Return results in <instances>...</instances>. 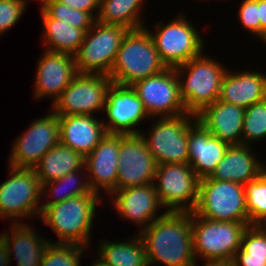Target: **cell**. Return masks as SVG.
<instances>
[{
	"mask_svg": "<svg viewBox=\"0 0 266 266\" xmlns=\"http://www.w3.org/2000/svg\"><path fill=\"white\" fill-rule=\"evenodd\" d=\"M248 226L249 222L214 221L191 212L196 259H233L235 252L240 248L242 234Z\"/></svg>",
	"mask_w": 266,
	"mask_h": 266,
	"instance_id": "52a82bcc",
	"label": "cell"
},
{
	"mask_svg": "<svg viewBox=\"0 0 266 266\" xmlns=\"http://www.w3.org/2000/svg\"><path fill=\"white\" fill-rule=\"evenodd\" d=\"M266 99V74L226 70L221 82L219 101L244 108Z\"/></svg>",
	"mask_w": 266,
	"mask_h": 266,
	"instance_id": "cb8c5ba5",
	"label": "cell"
},
{
	"mask_svg": "<svg viewBox=\"0 0 266 266\" xmlns=\"http://www.w3.org/2000/svg\"><path fill=\"white\" fill-rule=\"evenodd\" d=\"M262 41H263V43L266 44V36L264 37V39Z\"/></svg>",
	"mask_w": 266,
	"mask_h": 266,
	"instance_id": "ee69618b",
	"label": "cell"
},
{
	"mask_svg": "<svg viewBox=\"0 0 266 266\" xmlns=\"http://www.w3.org/2000/svg\"><path fill=\"white\" fill-rule=\"evenodd\" d=\"M110 195L114 197L112 201L114 202L113 206L118 210L117 213L125 220L134 221L136 225H140L139 227L144 224L142 230L166 213L156 216L158 209L163 206L153 183L124 188L112 192Z\"/></svg>",
	"mask_w": 266,
	"mask_h": 266,
	"instance_id": "d6986e66",
	"label": "cell"
},
{
	"mask_svg": "<svg viewBox=\"0 0 266 266\" xmlns=\"http://www.w3.org/2000/svg\"><path fill=\"white\" fill-rule=\"evenodd\" d=\"M45 50L75 55L83 42L85 32L67 24L63 20L51 18L42 8L40 9Z\"/></svg>",
	"mask_w": 266,
	"mask_h": 266,
	"instance_id": "4316f807",
	"label": "cell"
},
{
	"mask_svg": "<svg viewBox=\"0 0 266 266\" xmlns=\"http://www.w3.org/2000/svg\"><path fill=\"white\" fill-rule=\"evenodd\" d=\"M85 158L69 147L58 143L51 148L34 166V171L44 183L64 177L66 174L83 169Z\"/></svg>",
	"mask_w": 266,
	"mask_h": 266,
	"instance_id": "484cf974",
	"label": "cell"
},
{
	"mask_svg": "<svg viewBox=\"0 0 266 266\" xmlns=\"http://www.w3.org/2000/svg\"><path fill=\"white\" fill-rule=\"evenodd\" d=\"M259 20L261 24V39L266 36V0H258Z\"/></svg>",
	"mask_w": 266,
	"mask_h": 266,
	"instance_id": "f35d334b",
	"label": "cell"
},
{
	"mask_svg": "<svg viewBox=\"0 0 266 266\" xmlns=\"http://www.w3.org/2000/svg\"><path fill=\"white\" fill-rule=\"evenodd\" d=\"M149 266H194L191 212H167L138 230Z\"/></svg>",
	"mask_w": 266,
	"mask_h": 266,
	"instance_id": "6da1fadb",
	"label": "cell"
},
{
	"mask_svg": "<svg viewBox=\"0 0 266 266\" xmlns=\"http://www.w3.org/2000/svg\"><path fill=\"white\" fill-rule=\"evenodd\" d=\"M199 181L188 163H170L157 165L153 184L167 212H193L198 202Z\"/></svg>",
	"mask_w": 266,
	"mask_h": 266,
	"instance_id": "8fae6325",
	"label": "cell"
},
{
	"mask_svg": "<svg viewBox=\"0 0 266 266\" xmlns=\"http://www.w3.org/2000/svg\"><path fill=\"white\" fill-rule=\"evenodd\" d=\"M26 0H0V35L12 28L25 12Z\"/></svg>",
	"mask_w": 266,
	"mask_h": 266,
	"instance_id": "d590c367",
	"label": "cell"
},
{
	"mask_svg": "<svg viewBox=\"0 0 266 266\" xmlns=\"http://www.w3.org/2000/svg\"><path fill=\"white\" fill-rule=\"evenodd\" d=\"M103 111H106L109 119L108 123L103 121L107 134H140L141 131L133 127L149 117L132 86L115 83H112L108 89Z\"/></svg>",
	"mask_w": 266,
	"mask_h": 266,
	"instance_id": "2e32d148",
	"label": "cell"
},
{
	"mask_svg": "<svg viewBox=\"0 0 266 266\" xmlns=\"http://www.w3.org/2000/svg\"><path fill=\"white\" fill-rule=\"evenodd\" d=\"M193 212L214 221L249 222L244 185L210 177L201 179Z\"/></svg>",
	"mask_w": 266,
	"mask_h": 266,
	"instance_id": "5b68a950",
	"label": "cell"
},
{
	"mask_svg": "<svg viewBox=\"0 0 266 266\" xmlns=\"http://www.w3.org/2000/svg\"><path fill=\"white\" fill-rule=\"evenodd\" d=\"M244 188L249 225H257L266 217V169Z\"/></svg>",
	"mask_w": 266,
	"mask_h": 266,
	"instance_id": "1f68e13d",
	"label": "cell"
},
{
	"mask_svg": "<svg viewBox=\"0 0 266 266\" xmlns=\"http://www.w3.org/2000/svg\"><path fill=\"white\" fill-rule=\"evenodd\" d=\"M41 8L53 19L63 20L85 33L93 26L96 19L89 13L72 9L57 0H41Z\"/></svg>",
	"mask_w": 266,
	"mask_h": 266,
	"instance_id": "d6a6232c",
	"label": "cell"
},
{
	"mask_svg": "<svg viewBox=\"0 0 266 266\" xmlns=\"http://www.w3.org/2000/svg\"><path fill=\"white\" fill-rule=\"evenodd\" d=\"M51 114L38 118L29 129L12 144L9 165L17 168H34L40 159L60 142L59 116Z\"/></svg>",
	"mask_w": 266,
	"mask_h": 266,
	"instance_id": "5bb4252c",
	"label": "cell"
},
{
	"mask_svg": "<svg viewBox=\"0 0 266 266\" xmlns=\"http://www.w3.org/2000/svg\"><path fill=\"white\" fill-rule=\"evenodd\" d=\"M166 68L145 26L124 35L109 77L115 84L131 86Z\"/></svg>",
	"mask_w": 266,
	"mask_h": 266,
	"instance_id": "3957f363",
	"label": "cell"
},
{
	"mask_svg": "<svg viewBox=\"0 0 266 266\" xmlns=\"http://www.w3.org/2000/svg\"><path fill=\"white\" fill-rule=\"evenodd\" d=\"M266 138V99L245 108L242 144Z\"/></svg>",
	"mask_w": 266,
	"mask_h": 266,
	"instance_id": "836d02e7",
	"label": "cell"
},
{
	"mask_svg": "<svg viewBox=\"0 0 266 266\" xmlns=\"http://www.w3.org/2000/svg\"><path fill=\"white\" fill-rule=\"evenodd\" d=\"M107 134L101 119L95 115L59 116L60 143L80 153L89 155Z\"/></svg>",
	"mask_w": 266,
	"mask_h": 266,
	"instance_id": "44dd1931",
	"label": "cell"
},
{
	"mask_svg": "<svg viewBox=\"0 0 266 266\" xmlns=\"http://www.w3.org/2000/svg\"><path fill=\"white\" fill-rule=\"evenodd\" d=\"M135 237L125 242L102 241L99 260L106 266H149L143 240L139 234Z\"/></svg>",
	"mask_w": 266,
	"mask_h": 266,
	"instance_id": "83f0119b",
	"label": "cell"
},
{
	"mask_svg": "<svg viewBox=\"0 0 266 266\" xmlns=\"http://www.w3.org/2000/svg\"><path fill=\"white\" fill-rule=\"evenodd\" d=\"M58 2L71 7L75 10L89 12L95 19L97 18L100 10L101 0H57ZM96 11V15L94 12Z\"/></svg>",
	"mask_w": 266,
	"mask_h": 266,
	"instance_id": "74e56055",
	"label": "cell"
},
{
	"mask_svg": "<svg viewBox=\"0 0 266 266\" xmlns=\"http://www.w3.org/2000/svg\"><path fill=\"white\" fill-rule=\"evenodd\" d=\"M11 168V169H10ZM10 178L0 184V218L21 223L17 217L40 216L42 184L33 168L9 167Z\"/></svg>",
	"mask_w": 266,
	"mask_h": 266,
	"instance_id": "30bf717a",
	"label": "cell"
},
{
	"mask_svg": "<svg viewBox=\"0 0 266 266\" xmlns=\"http://www.w3.org/2000/svg\"><path fill=\"white\" fill-rule=\"evenodd\" d=\"M10 260L7 244L0 236V266H9Z\"/></svg>",
	"mask_w": 266,
	"mask_h": 266,
	"instance_id": "ab89813d",
	"label": "cell"
},
{
	"mask_svg": "<svg viewBox=\"0 0 266 266\" xmlns=\"http://www.w3.org/2000/svg\"><path fill=\"white\" fill-rule=\"evenodd\" d=\"M245 108L219 100L196 115L210 133L229 145L242 144Z\"/></svg>",
	"mask_w": 266,
	"mask_h": 266,
	"instance_id": "7402d4cb",
	"label": "cell"
},
{
	"mask_svg": "<svg viewBox=\"0 0 266 266\" xmlns=\"http://www.w3.org/2000/svg\"><path fill=\"white\" fill-rule=\"evenodd\" d=\"M149 115L153 117H176L187 113L180 98L179 80L175 68L167 67L162 72L131 85Z\"/></svg>",
	"mask_w": 266,
	"mask_h": 266,
	"instance_id": "4fadbf2b",
	"label": "cell"
},
{
	"mask_svg": "<svg viewBox=\"0 0 266 266\" xmlns=\"http://www.w3.org/2000/svg\"><path fill=\"white\" fill-rule=\"evenodd\" d=\"M119 148L120 135L106 134L93 151L85 157L84 166L89 172L85 176L88 177L90 187L94 192L99 194V191L103 189L106 194H111L116 191Z\"/></svg>",
	"mask_w": 266,
	"mask_h": 266,
	"instance_id": "ac0fdd59",
	"label": "cell"
},
{
	"mask_svg": "<svg viewBox=\"0 0 266 266\" xmlns=\"http://www.w3.org/2000/svg\"><path fill=\"white\" fill-rule=\"evenodd\" d=\"M157 164L140 134L120 135L116 191L154 183Z\"/></svg>",
	"mask_w": 266,
	"mask_h": 266,
	"instance_id": "9a60e30c",
	"label": "cell"
},
{
	"mask_svg": "<svg viewBox=\"0 0 266 266\" xmlns=\"http://www.w3.org/2000/svg\"><path fill=\"white\" fill-rule=\"evenodd\" d=\"M143 2L144 0H101L96 20L103 24L124 26L129 30L145 27L140 17Z\"/></svg>",
	"mask_w": 266,
	"mask_h": 266,
	"instance_id": "f1b7e54d",
	"label": "cell"
},
{
	"mask_svg": "<svg viewBox=\"0 0 266 266\" xmlns=\"http://www.w3.org/2000/svg\"><path fill=\"white\" fill-rule=\"evenodd\" d=\"M266 233V217L257 224Z\"/></svg>",
	"mask_w": 266,
	"mask_h": 266,
	"instance_id": "b9f144b4",
	"label": "cell"
},
{
	"mask_svg": "<svg viewBox=\"0 0 266 266\" xmlns=\"http://www.w3.org/2000/svg\"><path fill=\"white\" fill-rule=\"evenodd\" d=\"M246 144L229 145L223 159L216 165L211 179L232 181L242 185L255 180L265 169Z\"/></svg>",
	"mask_w": 266,
	"mask_h": 266,
	"instance_id": "603a6c76",
	"label": "cell"
},
{
	"mask_svg": "<svg viewBox=\"0 0 266 266\" xmlns=\"http://www.w3.org/2000/svg\"><path fill=\"white\" fill-rule=\"evenodd\" d=\"M80 170H83V171L80 172ZM84 171L87 172L85 166L83 167V169H78L77 171L70 172L62 178L44 183L42 185V194L47 193L49 196H46V198L50 197V200H48L47 202H44L45 204L43 203L42 205H53V204H57L65 200H68L70 198L81 196L83 194H91L93 190L90 187L88 178L77 177V176H81L79 173H82L83 175ZM70 184L71 186H69Z\"/></svg>",
	"mask_w": 266,
	"mask_h": 266,
	"instance_id": "4dcf8cb0",
	"label": "cell"
},
{
	"mask_svg": "<svg viewBox=\"0 0 266 266\" xmlns=\"http://www.w3.org/2000/svg\"><path fill=\"white\" fill-rule=\"evenodd\" d=\"M128 30L124 26L103 24L96 20L85 33L83 42L74 55L77 73L109 76Z\"/></svg>",
	"mask_w": 266,
	"mask_h": 266,
	"instance_id": "8992f818",
	"label": "cell"
},
{
	"mask_svg": "<svg viewBox=\"0 0 266 266\" xmlns=\"http://www.w3.org/2000/svg\"><path fill=\"white\" fill-rule=\"evenodd\" d=\"M181 15L166 25L158 22L154 34L146 28L160 59L170 68L180 66L203 53L204 42L198 30L188 22L187 17Z\"/></svg>",
	"mask_w": 266,
	"mask_h": 266,
	"instance_id": "ba28073f",
	"label": "cell"
},
{
	"mask_svg": "<svg viewBox=\"0 0 266 266\" xmlns=\"http://www.w3.org/2000/svg\"><path fill=\"white\" fill-rule=\"evenodd\" d=\"M112 83L104 74L77 73L51 109L58 116L94 115L104 109Z\"/></svg>",
	"mask_w": 266,
	"mask_h": 266,
	"instance_id": "7c38bea8",
	"label": "cell"
},
{
	"mask_svg": "<svg viewBox=\"0 0 266 266\" xmlns=\"http://www.w3.org/2000/svg\"><path fill=\"white\" fill-rule=\"evenodd\" d=\"M11 227L12 234L3 232L0 235L7 244L10 259L14 254L17 266H41L46 248L52 242L38 236L28 223H12Z\"/></svg>",
	"mask_w": 266,
	"mask_h": 266,
	"instance_id": "d4e9b609",
	"label": "cell"
},
{
	"mask_svg": "<svg viewBox=\"0 0 266 266\" xmlns=\"http://www.w3.org/2000/svg\"><path fill=\"white\" fill-rule=\"evenodd\" d=\"M233 260L235 266H266V233L258 225L245 229Z\"/></svg>",
	"mask_w": 266,
	"mask_h": 266,
	"instance_id": "f546056e",
	"label": "cell"
},
{
	"mask_svg": "<svg viewBox=\"0 0 266 266\" xmlns=\"http://www.w3.org/2000/svg\"><path fill=\"white\" fill-rule=\"evenodd\" d=\"M238 15L241 25L261 40L258 0H243Z\"/></svg>",
	"mask_w": 266,
	"mask_h": 266,
	"instance_id": "8d00e7d4",
	"label": "cell"
},
{
	"mask_svg": "<svg viewBox=\"0 0 266 266\" xmlns=\"http://www.w3.org/2000/svg\"><path fill=\"white\" fill-rule=\"evenodd\" d=\"M89 266H106V265L97 258L96 261Z\"/></svg>",
	"mask_w": 266,
	"mask_h": 266,
	"instance_id": "7bdbcfd3",
	"label": "cell"
},
{
	"mask_svg": "<svg viewBox=\"0 0 266 266\" xmlns=\"http://www.w3.org/2000/svg\"><path fill=\"white\" fill-rule=\"evenodd\" d=\"M100 194L92 192L53 205H40V220L53 229L60 239L56 244L90 247L89 239ZM102 201V202H101Z\"/></svg>",
	"mask_w": 266,
	"mask_h": 266,
	"instance_id": "7a4b0ae2",
	"label": "cell"
},
{
	"mask_svg": "<svg viewBox=\"0 0 266 266\" xmlns=\"http://www.w3.org/2000/svg\"><path fill=\"white\" fill-rule=\"evenodd\" d=\"M205 56L202 53L175 67L180 98L187 113L195 116L219 99L222 78L227 70L218 61Z\"/></svg>",
	"mask_w": 266,
	"mask_h": 266,
	"instance_id": "277c9868",
	"label": "cell"
},
{
	"mask_svg": "<svg viewBox=\"0 0 266 266\" xmlns=\"http://www.w3.org/2000/svg\"><path fill=\"white\" fill-rule=\"evenodd\" d=\"M84 249L81 245L50 243L41 266H80Z\"/></svg>",
	"mask_w": 266,
	"mask_h": 266,
	"instance_id": "e575fe53",
	"label": "cell"
},
{
	"mask_svg": "<svg viewBox=\"0 0 266 266\" xmlns=\"http://www.w3.org/2000/svg\"><path fill=\"white\" fill-rule=\"evenodd\" d=\"M206 264L203 266H235V262L232 258L228 259H208L205 260ZM194 266H197V261Z\"/></svg>",
	"mask_w": 266,
	"mask_h": 266,
	"instance_id": "60d3db41",
	"label": "cell"
},
{
	"mask_svg": "<svg viewBox=\"0 0 266 266\" xmlns=\"http://www.w3.org/2000/svg\"><path fill=\"white\" fill-rule=\"evenodd\" d=\"M195 119L196 116L191 113L176 117H159L148 131L149 136L140 132L157 165L189 163L188 131Z\"/></svg>",
	"mask_w": 266,
	"mask_h": 266,
	"instance_id": "9c48e42d",
	"label": "cell"
},
{
	"mask_svg": "<svg viewBox=\"0 0 266 266\" xmlns=\"http://www.w3.org/2000/svg\"><path fill=\"white\" fill-rule=\"evenodd\" d=\"M228 147L227 142L213 136L197 118L190 124L188 131V164L200 180L212 175Z\"/></svg>",
	"mask_w": 266,
	"mask_h": 266,
	"instance_id": "ffe728a7",
	"label": "cell"
},
{
	"mask_svg": "<svg viewBox=\"0 0 266 266\" xmlns=\"http://www.w3.org/2000/svg\"><path fill=\"white\" fill-rule=\"evenodd\" d=\"M76 74L73 55L46 50L36 69L34 97L51 96L54 103Z\"/></svg>",
	"mask_w": 266,
	"mask_h": 266,
	"instance_id": "e0dca14e",
	"label": "cell"
}]
</instances>
